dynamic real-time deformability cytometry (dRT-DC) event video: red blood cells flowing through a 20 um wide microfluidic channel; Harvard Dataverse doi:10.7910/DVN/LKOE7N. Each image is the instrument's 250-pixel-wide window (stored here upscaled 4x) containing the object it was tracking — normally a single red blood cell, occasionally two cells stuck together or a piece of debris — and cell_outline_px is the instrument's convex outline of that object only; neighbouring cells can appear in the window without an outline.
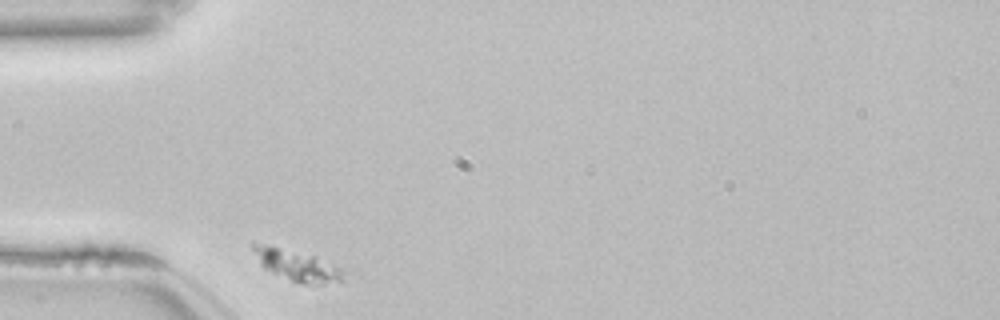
{"species": "common noctule bat (a hibernating species)", "species_latin": "Nyctalus noctula", "temperature_condition": "room temperature", "stored_images_in_passage": 33, "camera_frame_rate_fps": 3000, "um_per_image_px": 0.085, "animal": {"sex": "female", "body_mass_g": 22.7, "forearm_length_mm": 54.2}, "frame": {"image": 1, "passage_image": 1, "time_ms": 0.0, "image_size_px": [1000, 320], "cell_outline_px": [[344, 272], [340, 280], [320, 284], [304, 284], [292, 280], [272, 272], [264, 268], [260, 264], [252, 248], [252, 240], [316, 256], [340, 268]], "centroid_in_image_um": [25.16, 22.5], "position_along_channel_um": 59.8, "area_um2": 16.07}}
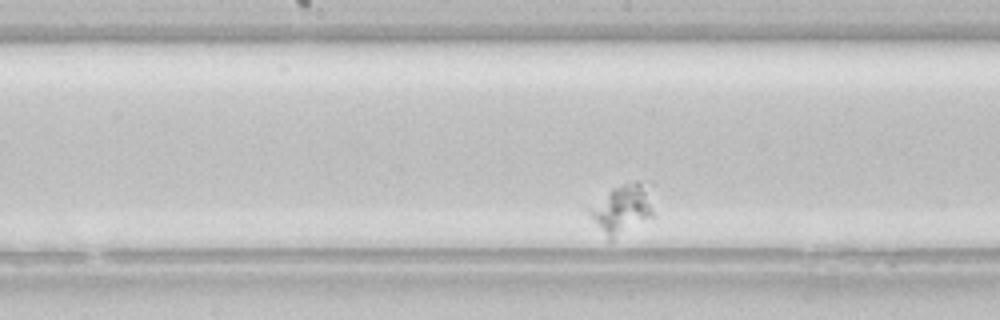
{"frame": {"image": 2, "passage_image": 15, "time_ms": 4.667, "image_size_px": [1000, 320], "cell_outline_px": [[656, 216], [612, 240], [608, 240], [588, 212], [588, 208], [612, 188], [636, 180], [640, 184]], "centroid_in_image_um": [52.83, 17.84], "position_along_channel_um": 195.4, "area_um2": 17.46}}
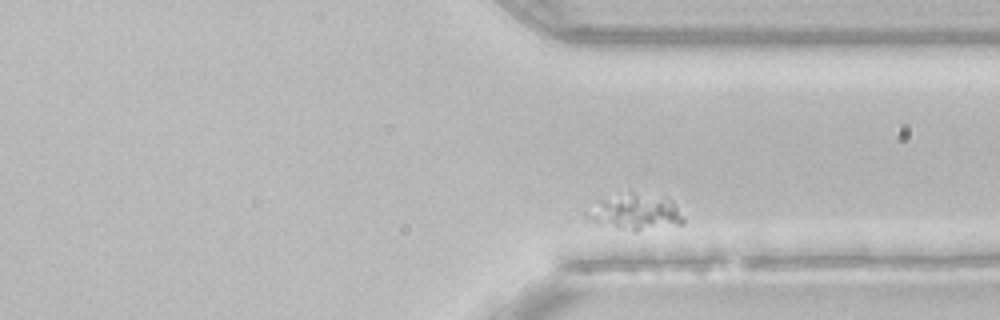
{"frame": {"image": 3, "passage_image": 30, "time_ms": 9.667, "image_size_px": [1000, 320], "cell_outline_px": [[684, 224], [636, 232], [596, 224], [584, 212], [584, 208], [600, 200], [628, 192], [632, 192], [672, 200], [684, 220]], "centroid_in_image_um": [53.96, 18.06], "position_along_channel_um": 357.4, "area_um2": 20.23}}